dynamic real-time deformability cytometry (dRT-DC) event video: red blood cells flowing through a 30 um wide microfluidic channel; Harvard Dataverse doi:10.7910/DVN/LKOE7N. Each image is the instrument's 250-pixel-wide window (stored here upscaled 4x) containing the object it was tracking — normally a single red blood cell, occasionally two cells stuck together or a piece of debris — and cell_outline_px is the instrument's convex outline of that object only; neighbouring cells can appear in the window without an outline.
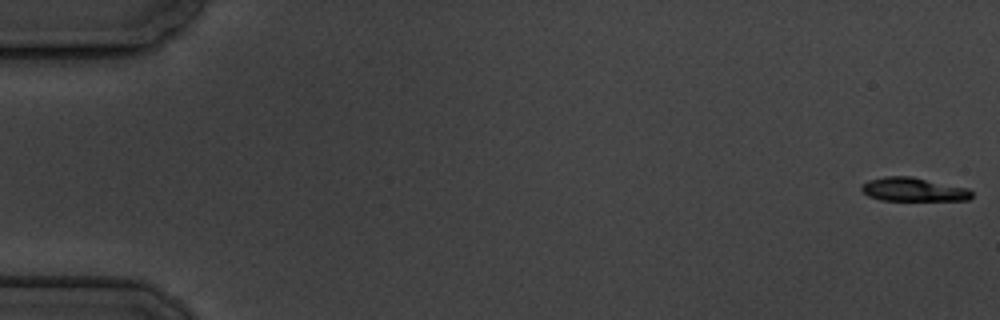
{"species": "common noctule bat (a hibernating species)", "species_latin": "Nyctalus noctula", "temperature_condition": "cold", "stored_images_in_passage": 5, "camera_frame_rate_fps": 3000, "um_per_image_px": 0.085, "animal": {"sex": "male", "body_mass_g": 19.5, "forearm_length_mm": 54.6}, "frame": {"image": 1, "passage_image": 1, "time_ms": 0.0, "image_size_px": [1000, 320], "cell_outline_px": [[972, 196], [968, 200], [880, 200], [868, 196], [860, 188], [868, 180], [884, 176], [912, 176], [968, 188], [972, 192]], "centroid_in_image_um": [77.64, 16.1], "position_along_channel_um": 7.4, "area_um2": 15.2}}
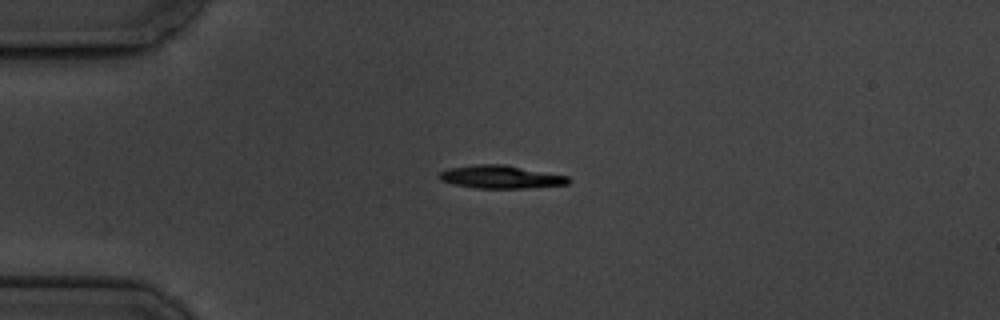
{"frame": {"image": 2, "passage_image": 5, "time_ms": 4.667, "image_size_px": [1000, 320], "cell_outline_px": [[572, 180], [568, 184], [524, 188], [476, 188], [452, 184], [440, 180], [440, 172], [452, 168], [476, 164], [504, 164], [568, 176]], "centroid_in_image_um": [42.59, 15.04], "position_along_channel_um": 42.4, "area_um2": 17.17}}